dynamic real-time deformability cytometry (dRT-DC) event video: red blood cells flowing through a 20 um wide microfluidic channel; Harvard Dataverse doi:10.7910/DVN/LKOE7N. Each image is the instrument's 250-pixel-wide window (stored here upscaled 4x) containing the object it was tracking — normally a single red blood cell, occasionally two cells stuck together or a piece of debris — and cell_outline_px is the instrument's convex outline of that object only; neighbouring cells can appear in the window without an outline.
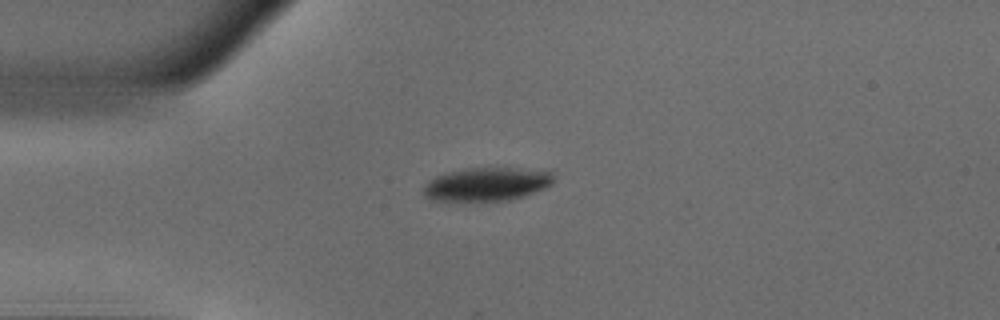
{"species": "common noctule bat (a hibernating species)", "species_latin": "Nyctalus noctula", "temperature_condition": "warm", "stored_images_in_passage": 32, "camera_frame_rate_fps": 3000, "um_per_image_px": 0.085, "animal": {"sex": "male", "body_mass_g": 18.8}, "frame": {"image": 1, "passage_image": 1, "time_ms": 0.0, "image_size_px": [1000, 320], "cell_outline_px": [[556, 176], [552, 184], [536, 192], [512, 200], [448, 204], [432, 200], [424, 196], [424, 188], [428, 180], [436, 176], [448, 172], [464, 168], [552, 168]], "centroid_in_image_um": [41.42, 15.68], "position_along_channel_um": 43.6, "area_um2": 26.99}}
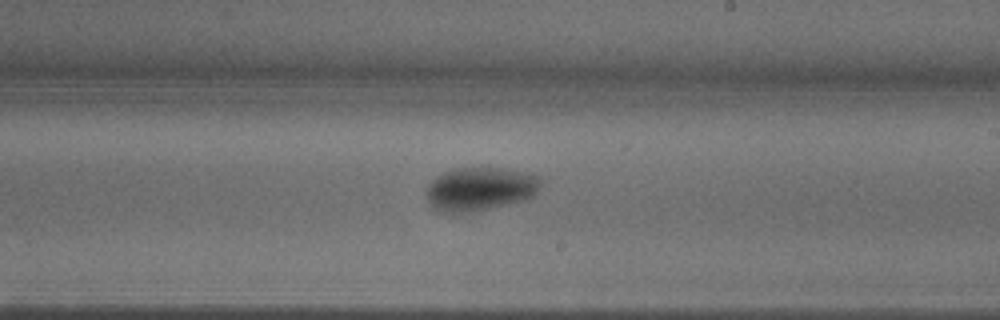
{"frame": {"image": 2, "passage_image": 18, "time_ms": 5.667, "image_size_px": [1000, 320], "cell_outline_px": [[544, 180], [536, 192], [532, 196], [524, 200], [488, 208], [468, 212], [440, 212], [432, 208], [424, 192], [428, 184], [436, 176], [452, 168], [500, 168], [524, 172], [536, 176]], "centroid_in_image_um": [40.76, 16.05], "position_along_channel_um": 248.2, "area_um2": 28.96}}
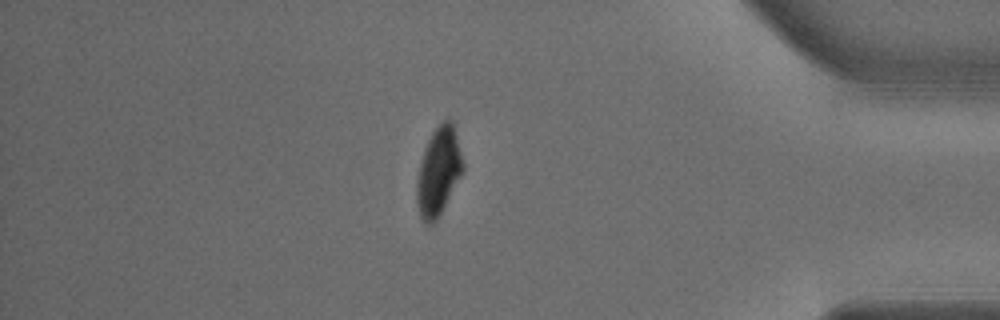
{"frame": {"image": 3, "passage_image": 32, "time_ms": 10.333, "image_size_px": [1000, 320], "cell_outline_px": [[464, 172], [436, 220], [432, 224], [428, 224], [420, 216], [416, 204], [416, 184], [420, 164], [424, 148], [432, 132], [448, 116], [452, 120], [464, 164]], "centroid_in_image_um": [37.28, 14.56], "position_along_channel_um": 397.9, "area_um2": 23.64}, "authors_computed_cell_mechanics": {"area_um2": 28.5532, "velocity_mm_per_s": 3.9433, "shape_relaxation_time_tau1_ms": 2.6183, "shape_relaxation_time_tau2_ms": 2.8438, "deformation_change_tau1": 0.1332, "deformation_change_tau2": 0.041}}